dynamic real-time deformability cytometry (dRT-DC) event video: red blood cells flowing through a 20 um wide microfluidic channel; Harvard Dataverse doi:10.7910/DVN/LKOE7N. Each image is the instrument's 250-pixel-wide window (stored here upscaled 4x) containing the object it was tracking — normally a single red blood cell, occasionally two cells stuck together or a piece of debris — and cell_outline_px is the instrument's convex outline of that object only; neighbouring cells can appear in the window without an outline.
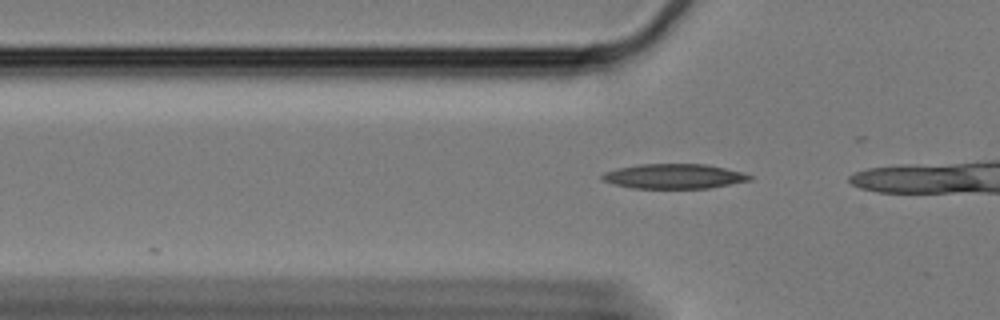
{"species": "Egyptian fruit bat (a non-hibernating species)", "species_latin": "Rousettus aegyptiacus", "temperature_condition": "cold", "stored_images_in_passage": 9, "camera_frame_rate_fps": 3000, "um_per_image_px": 0.085, "animal": {"sex": "female"}, "frame": {"image": 1, "passage_image": 3, "time_ms": 0.667, "image_size_px": [1000, 320], "cell_outline_px": [[752, 180], [708, 188], [632, 188], [600, 180], [600, 176], [604, 172], [620, 168], [640, 164], [704, 164], [744, 172], [752, 176]], "centroid_in_image_um": [57.29, 14.98], "position_along_channel_um": 68.5, "area_um2": 21.15}}
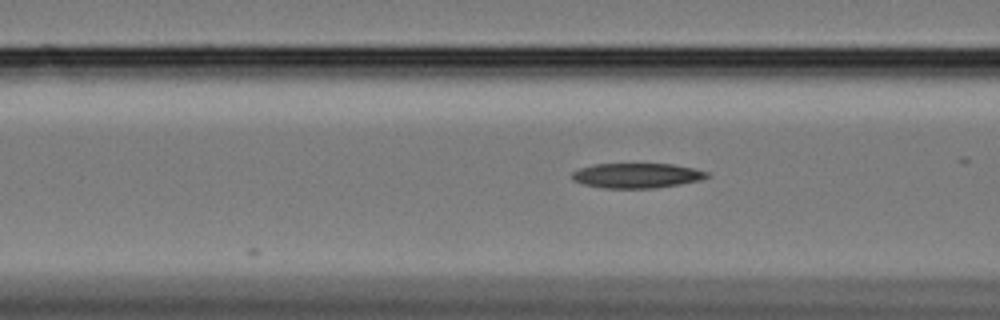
{"frame": {"image": 2, "passage_image": 7, "time_ms": 2.0, "image_size_px": [1000, 320], "cell_outline_px": [[712, 176], [700, 180], [680, 184], [656, 188], [604, 188], [584, 184], [572, 180], [572, 172], [580, 168], [596, 164], [672, 164], [692, 168], [708, 172]], "centroid_in_image_um": [54.15, 14.92], "position_along_channel_um": 112.5, "area_um2": 19.54}}